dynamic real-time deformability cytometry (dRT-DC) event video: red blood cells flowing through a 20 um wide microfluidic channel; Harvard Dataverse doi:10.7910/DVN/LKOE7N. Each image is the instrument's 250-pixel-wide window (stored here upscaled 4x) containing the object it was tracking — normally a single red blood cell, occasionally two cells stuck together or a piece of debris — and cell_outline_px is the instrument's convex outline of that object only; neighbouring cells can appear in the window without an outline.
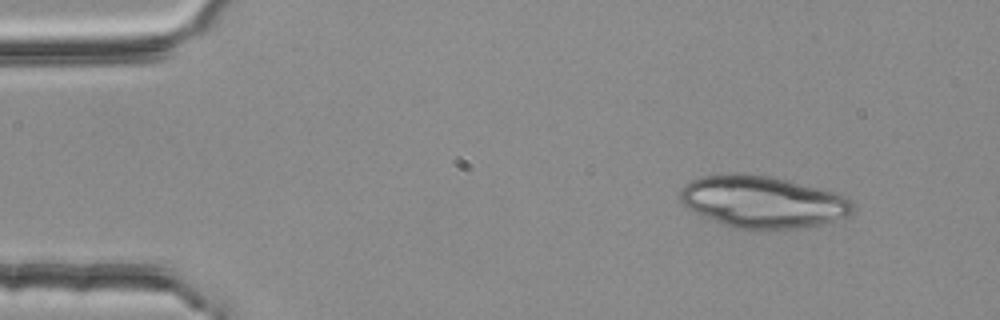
{"species": "common noctule bat (a hibernating species)", "species_latin": "Nyctalus noctula", "temperature_condition": "room temperature", "stored_images_in_passage": 3, "camera_frame_rate_fps": 3000, "um_per_image_px": 0.085, "animal": {"sex": "female", "body_mass_g": 25.1}, "frame": {"image": 1, "passage_image": 1, "time_ms": 0.0, "image_size_px": [1000, 320], "cell_outline_px": [[856, 208], [848, 216], [820, 224], [796, 228], [768, 232], [732, 228], [700, 216], [684, 208], [680, 200], [680, 192], [684, 184], [700, 176], [736, 172], [768, 176], [832, 192], [844, 196], [852, 200], [856, 204]], "centroid_in_image_um": [64.76, 17.19], "position_along_channel_um": 20.2, "area_um2": 53.12}}